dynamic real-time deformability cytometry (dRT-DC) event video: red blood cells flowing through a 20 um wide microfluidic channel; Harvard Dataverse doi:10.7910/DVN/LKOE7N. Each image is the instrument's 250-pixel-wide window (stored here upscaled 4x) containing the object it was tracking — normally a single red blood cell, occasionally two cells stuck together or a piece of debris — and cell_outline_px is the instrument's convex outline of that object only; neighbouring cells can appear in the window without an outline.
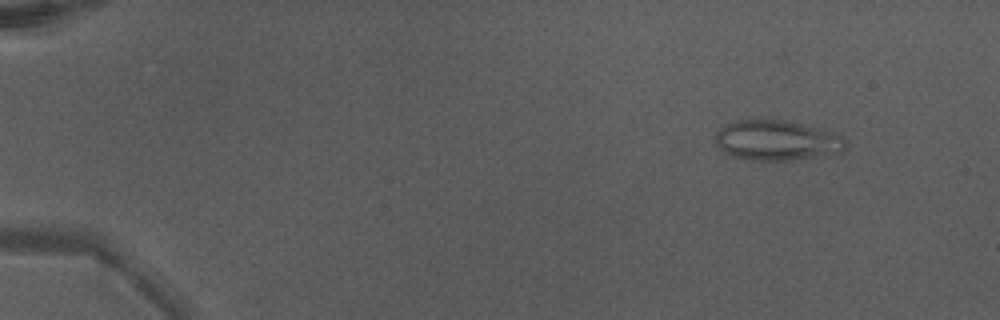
{"species": "Egyptian fruit bat (a non-hibernating species)", "species_latin": "Rousettus aegyptiacus", "temperature_condition": "warm", "stored_images_in_passage": 45, "camera_frame_rate_fps": 3000, "um_per_image_px": 0.085, "animal": {"sex": "male"}, "frame": {"image": 1, "passage_image": 2, "time_ms": 0.333, "image_size_px": [1000, 320], "cell_outline_px": [[844, 148], [840, 152], [828, 156], [788, 160], [752, 160], [732, 156], [724, 152], [716, 144], [716, 132], [724, 124], [736, 120], [756, 116], [768, 116], [788, 120], [844, 136]], "centroid_in_image_um": [65.97, 11.88], "position_along_channel_um": 19.0, "area_um2": 31.33}}
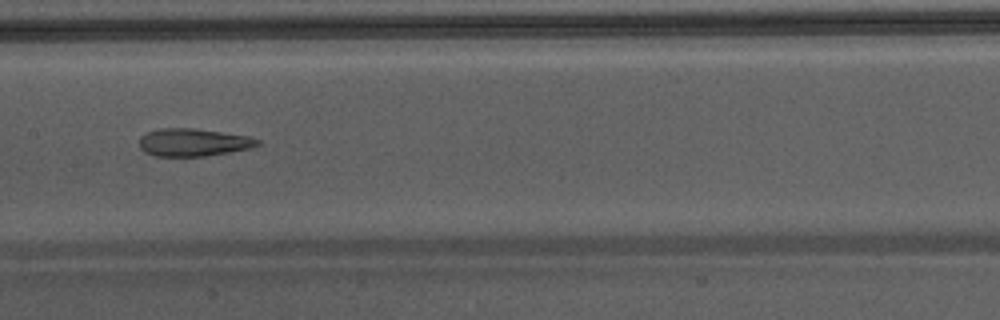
{"frame": {"image": 2, "passage_image": 23, "time_ms": 7.333, "image_size_px": [1000, 320], "cell_outline_px": [[260, 144], [248, 148], [228, 152], [204, 156], [156, 156], [144, 152], [140, 148], [140, 136], [148, 132], [160, 128], [192, 128], [248, 136], [260, 140]], "centroid_in_image_um": [16.39, 12.1], "position_along_channel_um": 191.0, "area_um2": 18.84}}
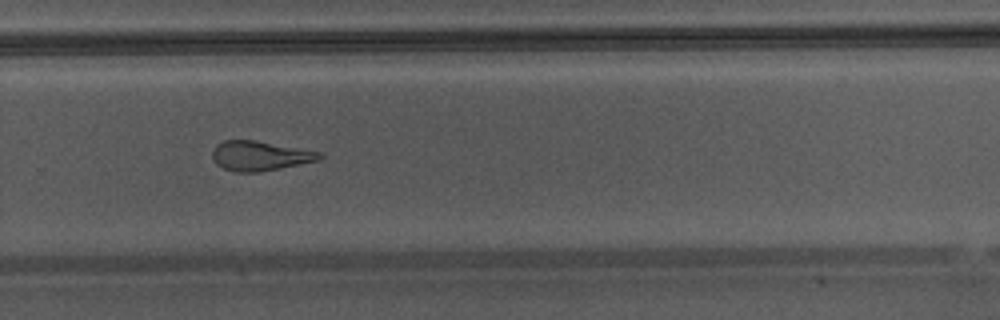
{"frame": {"image": 3, "passage_image": 31, "time_ms": 10.0, "image_size_px": [1000, 320], "cell_outline_px": [[324, 156], [320, 160], [260, 172], [236, 172], [224, 168], [216, 164], [212, 160], [212, 148], [216, 144], [224, 140], [256, 140], [320, 152]], "centroid_in_image_um": [22.06, 13.24], "position_along_channel_um": 307.7, "area_um2": 18.61}, "authors_computed_cell_mechanics": {"area_um2": 22.3686, "velocity_mm_per_s": 4.3943, "shape_relaxation_time_tau1_ms": null, "shape_relaxation_time_tau2_ms": 2.7393, "deformation_change_tau1": null, "deformation_change_tau2": 0.1125}}